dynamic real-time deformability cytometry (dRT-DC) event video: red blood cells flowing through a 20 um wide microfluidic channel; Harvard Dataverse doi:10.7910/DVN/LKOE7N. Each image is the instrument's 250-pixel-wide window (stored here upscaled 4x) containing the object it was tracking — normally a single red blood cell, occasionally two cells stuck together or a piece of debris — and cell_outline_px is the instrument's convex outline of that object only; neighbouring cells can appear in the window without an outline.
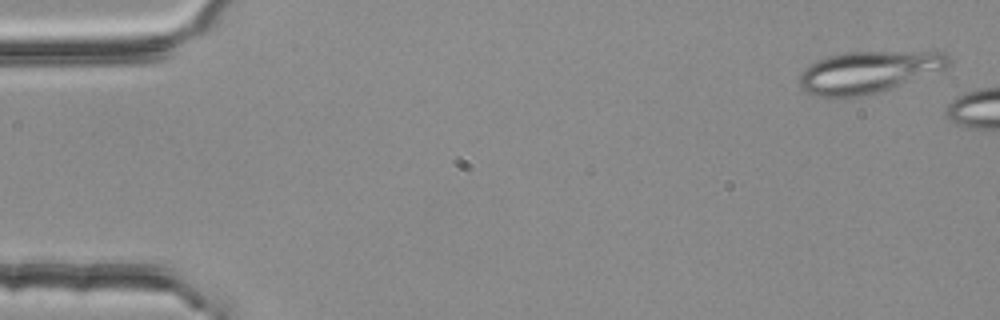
{"species": "common noctule bat (a hibernating species)", "species_latin": "Nyctalus noctula", "temperature_condition": "room temperature", "stored_images_in_passage": 8, "camera_frame_rate_fps": 3000, "um_per_image_px": 0.085, "animal": {"sex": "female", "body_mass_g": 25.1}, "frame": {"image": 1, "passage_image": 2, "time_ms": 0.333, "image_size_px": [1000, 320], "cell_outline_px": [[952, 64], [948, 68], [876, 92], [860, 96], [816, 96], [804, 92], [800, 84], [800, 72], [804, 68], [816, 60], [828, 56], [844, 52], [944, 52], [952, 60]], "centroid_in_image_um": [73.8, 6.1], "position_along_channel_um": 11.2, "area_um2": 35.95}}